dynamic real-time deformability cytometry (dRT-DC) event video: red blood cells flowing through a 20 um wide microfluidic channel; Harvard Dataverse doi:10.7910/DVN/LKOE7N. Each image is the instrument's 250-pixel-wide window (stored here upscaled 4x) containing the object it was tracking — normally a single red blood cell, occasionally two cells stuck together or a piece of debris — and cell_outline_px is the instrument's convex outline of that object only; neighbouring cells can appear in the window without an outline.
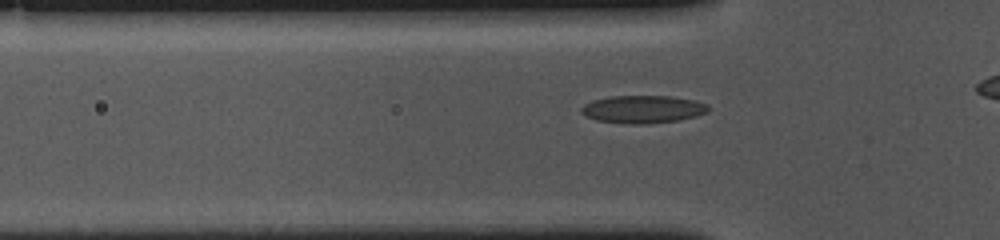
{"species": "common noctule bat (a hibernating species)", "species_latin": "Nyctalus noctula", "temperature_condition": "cold", "stored_images_in_passage": 31, "camera_frame_rate_fps": 3000, "um_per_image_px": 0.085, "animal": {"sex": "female", "body_mass_g": 10.0, "forearm_length_mm": 53.1}, "frame": {"image": 1, "passage_image": 11, "time_ms": 3.333, "image_size_px": [1000, 240], "cell_outline_px": [[712, 108], [708, 112], [696, 116], [680, 120], [648, 124], [628, 124], [596, 120], [580, 112], [580, 108], [584, 104], [596, 100], [612, 96], [672, 96], [696, 100], [708, 104]], "centroid_in_image_um": [54.72, 9.29], "position_along_channel_um": 71.1, "area_um2": 20.69}}
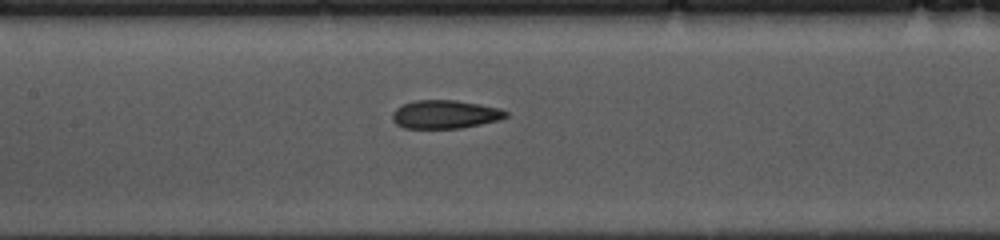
{"frame": {"image": 2, "passage_image": 19, "time_ms": 6.0, "image_size_px": [1000, 240], "cell_outline_px": [[508, 116], [500, 120], [460, 128], [404, 128], [396, 124], [392, 120], [392, 112], [396, 108], [404, 104], [416, 100], [456, 100], [480, 104], [500, 108], [508, 112]], "centroid_in_image_um": [37.84, 9.72], "position_along_channel_um": 169.6, "area_um2": 18.84}}
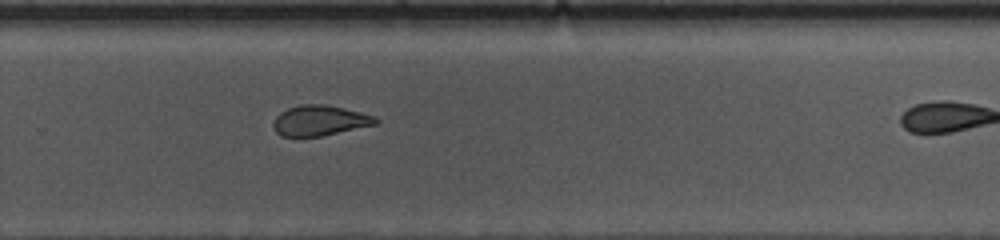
{"frame": {"image": 3, "passage_image": 30, "time_ms": 9.667, "image_size_px": [1000, 240], "cell_outline_px": [[380, 120], [376, 124], [320, 136], [280, 136], [276, 132], [272, 124], [276, 116], [280, 112], [288, 108], [300, 104], [324, 104], [344, 108], [376, 116]], "centroid_in_image_um": [27.16, 10.23], "position_along_channel_um": 302.6, "area_um2": 18.03}}